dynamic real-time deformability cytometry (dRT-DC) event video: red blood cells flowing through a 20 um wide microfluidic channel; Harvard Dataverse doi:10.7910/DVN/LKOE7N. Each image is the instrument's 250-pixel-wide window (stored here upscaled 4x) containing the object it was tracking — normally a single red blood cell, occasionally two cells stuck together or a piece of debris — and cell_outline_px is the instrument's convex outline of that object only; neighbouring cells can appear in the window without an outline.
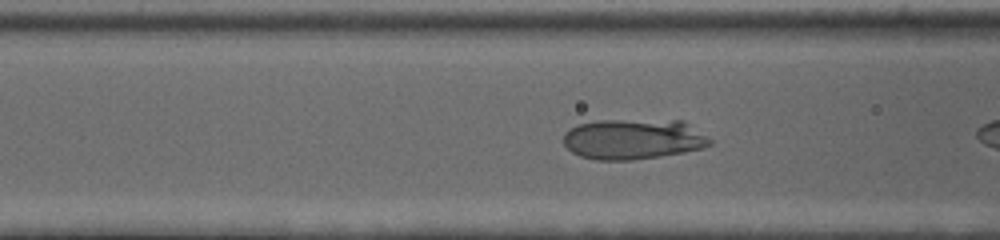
{"species": "human", "species_latin": "Homo sapiens", "temperature_condition": "cold", "stored_images_in_passage": 46, "camera_frame_rate_fps": 3000, "um_per_image_px": 0.085, "donor": {"sex": "female"}, "frame": {"image": 1, "passage_image": 20, "time_ms": 6.333, "image_size_px": [1000, 240], "cell_outline_px": [[712, 144], [704, 148], [684, 152], [660, 156], [632, 160], [596, 160], [580, 156], [572, 152], [564, 144], [564, 132], [568, 128], [580, 124], [596, 120], [684, 120], [712, 140]], "centroid_in_image_um": [53.83, 11.82], "position_along_channel_um": 112.8, "area_um2": 34.74}}
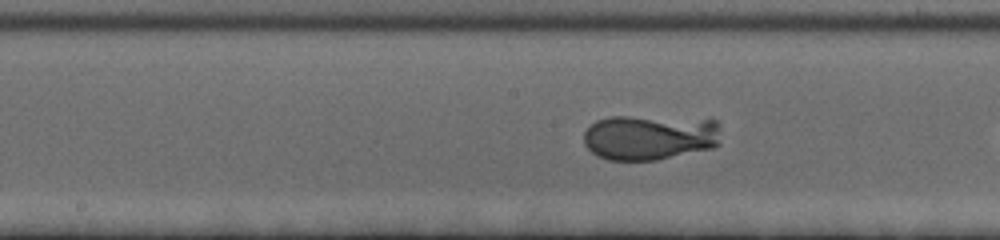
{"frame": {"image": 2, "passage_image": 28, "time_ms": 9.0, "image_size_px": [1000, 240], "cell_outline_px": [[720, 144], [712, 148], [656, 160], [608, 160], [596, 156], [584, 144], [584, 132], [596, 120], [608, 116], [628, 116], [716, 120], [720, 124]], "centroid_in_image_um": [55.23, 11.67], "position_along_channel_um": 193.0, "area_um2": 36.47}}
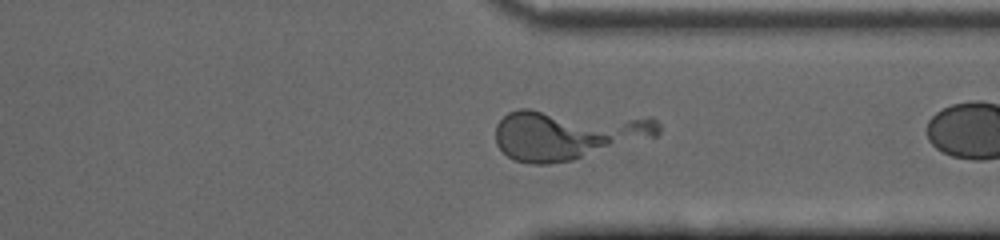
{"frame": {"image": 3, "passage_image": 45, "time_ms": 14.667, "image_size_px": [1000, 240], "cell_outline_px": [[660, 132], [656, 136], [572, 160], [548, 164], [528, 164], [516, 160], [508, 156], [496, 144], [496, 124], [508, 112], [520, 108], [528, 108], [652, 116], [660, 124]], "centroid_in_image_um": [48.28, 11.37], "position_along_channel_um": 363.1, "area_um2": 48.38}}